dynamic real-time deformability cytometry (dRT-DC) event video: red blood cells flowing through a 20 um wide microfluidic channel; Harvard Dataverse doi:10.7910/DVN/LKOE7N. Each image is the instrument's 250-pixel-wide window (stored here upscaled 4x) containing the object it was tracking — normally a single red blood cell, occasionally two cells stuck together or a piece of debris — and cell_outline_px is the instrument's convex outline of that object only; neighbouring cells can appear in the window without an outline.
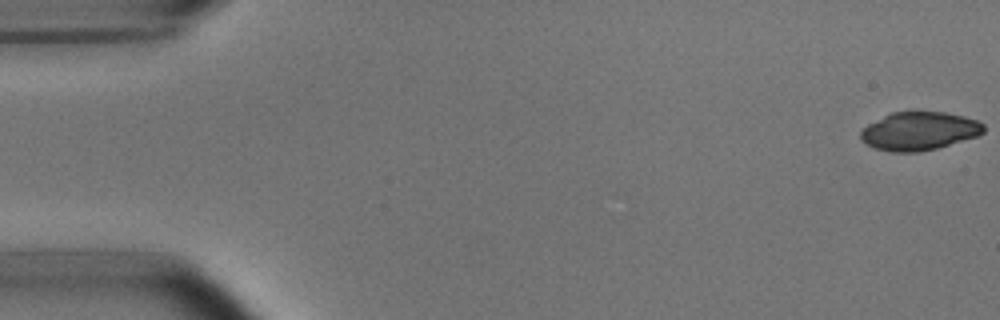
{"species": "common noctule bat (a hibernating species)", "species_latin": "Nyctalus noctula", "temperature_condition": "room temperature", "stored_images_in_passage": 53, "camera_frame_rate_fps": 3000, "um_per_image_px": 0.085, "animal": {"sex": "male", "body_mass_g": 15.6}, "frame": {"image": 1, "passage_image": 1, "time_ms": 0.0, "image_size_px": [1000, 320], "cell_outline_px": [[984, 132], [976, 136], [936, 148], [920, 152], [892, 152], [876, 148], [860, 140], [860, 132], [868, 124], [892, 112], [944, 112], [964, 116], [976, 120], [984, 124]], "centroid_in_image_um": [78.12, 11.14], "position_along_channel_um": 6.9, "area_um2": 27.17}}
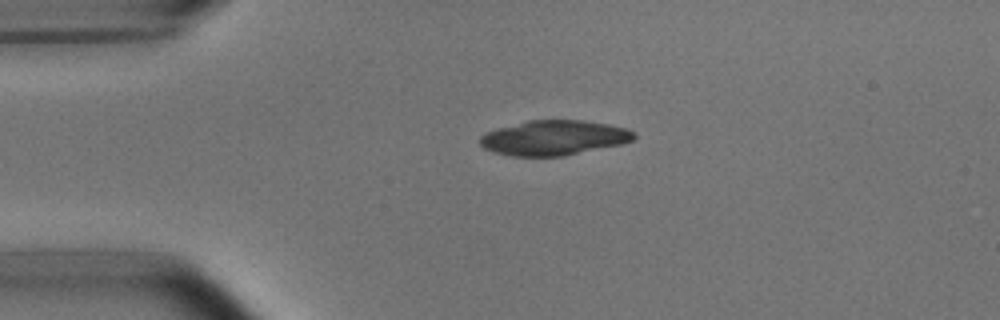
{"frame": {"image": 2, "passage_image": 12, "time_ms": 3.667, "image_size_px": [1000, 320], "cell_outline_px": [[636, 136], [632, 140], [624, 144], [564, 156], [512, 156], [492, 152], [484, 148], [480, 144], [480, 136], [484, 132], [496, 128], [528, 120], [580, 120], [608, 124], [628, 128], [636, 132]], "centroid_in_image_um": [47.09, 11.71], "position_along_channel_um": 37.9, "area_um2": 31.67}}
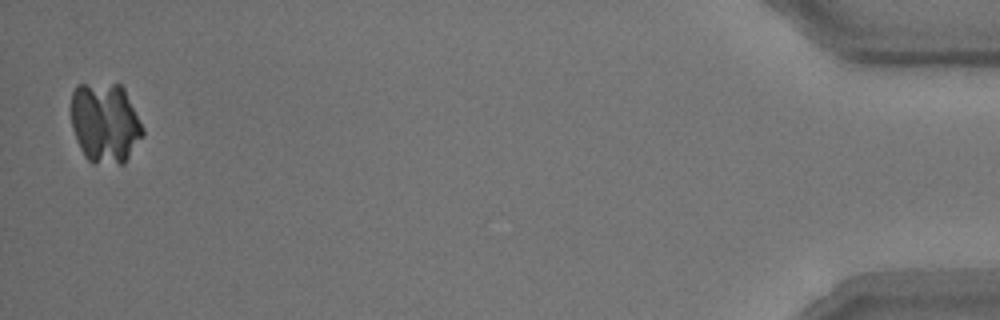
{"frame": {"image": 3, "passage_image": 52, "time_ms": 17.0, "image_size_px": [1000, 320], "cell_outline_px": [[144, 136], [124, 164], [92, 164], [84, 156], [76, 140], [72, 128], [68, 108], [72, 92], [76, 84], [120, 84], [124, 88], [144, 128]], "centroid_in_image_um": [8.9, 10.45], "position_along_channel_um": 426.3, "area_um2": 34.45}}